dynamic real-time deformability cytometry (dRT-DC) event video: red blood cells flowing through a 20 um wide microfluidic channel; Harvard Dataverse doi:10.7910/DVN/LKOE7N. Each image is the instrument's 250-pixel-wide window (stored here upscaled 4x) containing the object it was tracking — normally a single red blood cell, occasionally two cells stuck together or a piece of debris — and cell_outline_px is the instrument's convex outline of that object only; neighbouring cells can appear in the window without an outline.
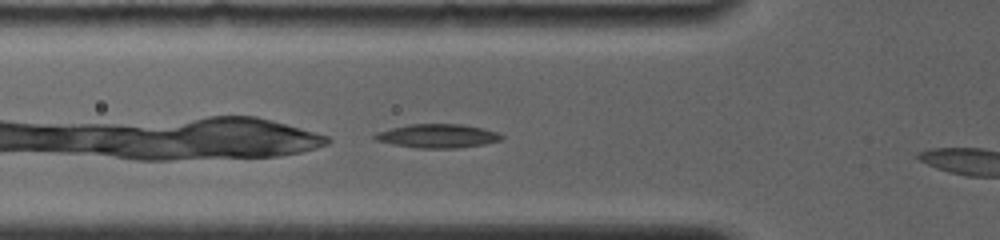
{"species": "common noctule bat (a hibernating species)", "species_latin": "Nyctalus noctula", "temperature_condition": "room temperature", "stored_images_in_passage": 7, "camera_frame_rate_fps": 4000, "um_per_image_px": 0.085, "animal": {"sex": "female", "body_mass_g": 19.0, "forearm_length_mm": 56.7}, "frame": {"image": 1, "passage_image": 4, "time_ms": 0.75, "image_size_px": [1000, 240], "cell_outline_px": [[504, 140], [484, 144], [456, 148], [416, 148], [376, 140], [372, 136], [376, 132], [408, 124], [460, 124], [484, 128], [496, 132], [504, 136]], "centroid_in_image_um": [37.23, 11.55], "position_along_channel_um": 88.6, "area_um2": 17.51}}